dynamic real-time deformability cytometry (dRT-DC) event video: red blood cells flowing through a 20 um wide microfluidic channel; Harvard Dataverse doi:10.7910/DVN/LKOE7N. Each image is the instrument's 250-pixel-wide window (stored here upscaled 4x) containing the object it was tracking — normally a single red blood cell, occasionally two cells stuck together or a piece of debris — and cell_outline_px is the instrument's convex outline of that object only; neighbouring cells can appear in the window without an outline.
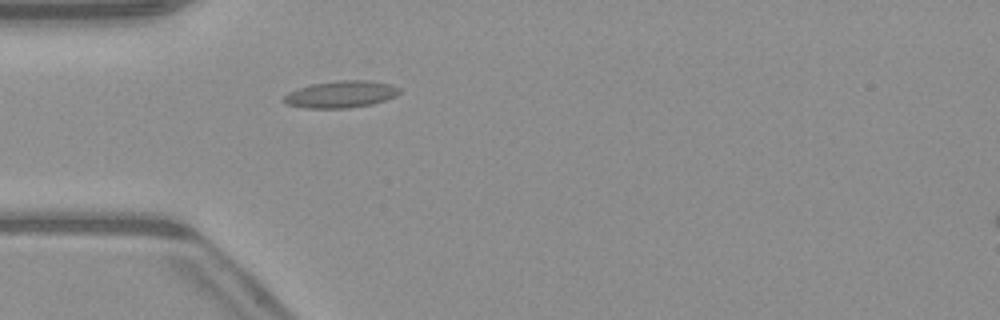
{"species": "common noctule bat (a hibernating species)", "species_latin": "Nyctalus noctula", "temperature_condition": "warm", "stored_images_in_passage": 2, "camera_frame_rate_fps": 3000, "um_per_image_px": 0.085, "animal": {"sex": "male", "body_mass_g": 23.1, "forearm_length_mm": 52.7}, "frame": {"image": 1, "passage_image": 2, "time_ms": 1.333, "image_size_px": [1000, 320], "cell_outline_px": [[400, 92], [396, 96], [372, 104], [348, 108], [304, 108], [288, 104], [280, 100], [288, 92], [312, 84], [336, 80], [372, 80], [392, 84], [400, 88]], "centroid_in_image_um": [28.99, 8.01], "position_along_channel_um": 56.0, "area_um2": 18.26}}